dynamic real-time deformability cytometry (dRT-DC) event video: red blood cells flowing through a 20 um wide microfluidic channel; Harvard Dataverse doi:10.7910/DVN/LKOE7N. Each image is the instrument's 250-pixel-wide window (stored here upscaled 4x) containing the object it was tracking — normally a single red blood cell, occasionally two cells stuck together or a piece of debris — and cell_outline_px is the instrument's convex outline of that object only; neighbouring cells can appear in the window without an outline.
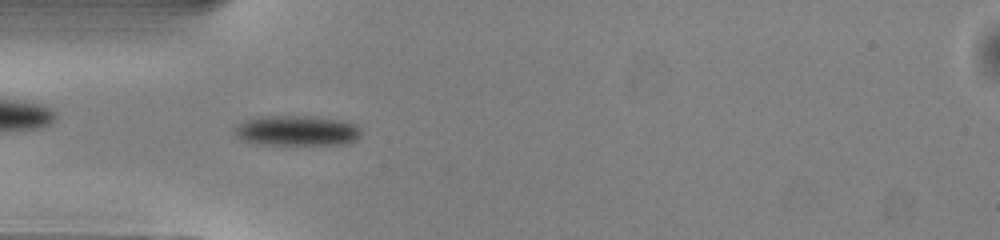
{"species": "common noctule bat (a hibernating species)", "species_latin": "Nyctalus noctula", "temperature_condition": "warm", "stored_images_in_passage": 50, "camera_frame_rate_fps": 3000, "um_per_image_px": 0.085, "animal": {"sex": "male", "body_mass_g": 13.0, "forearm_length_mm": 53.1}, "frame": {"image": 1, "passage_image": 14, "time_ms": 4.333, "image_size_px": [1000, 240], "cell_outline_px": [[360, 136], [356, 140], [348, 144], [252, 144], [236, 136], [232, 128], [236, 124], [244, 120], [256, 116], [308, 116], [344, 120], [356, 124], [360, 128]], "centroid_in_image_um": [25.2, 11.1], "position_along_channel_um": 59.8, "area_um2": 22.66}}
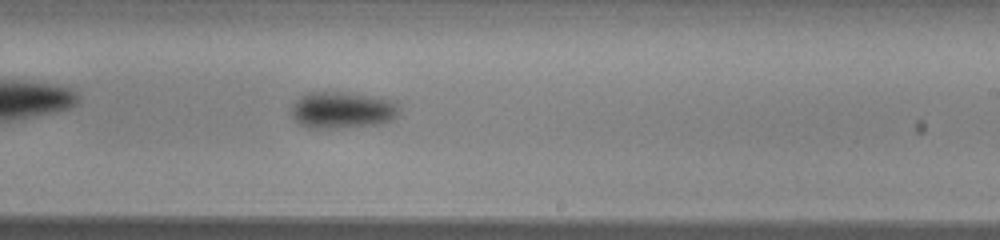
{"frame": {"image": 2, "passage_image": 29, "time_ms": 9.333, "image_size_px": [1000, 240], "cell_outline_px": [[400, 112], [392, 120], [380, 124], [336, 128], [308, 128], [300, 124], [292, 116], [292, 108], [296, 100], [300, 96], [308, 92], [352, 92], [392, 100], [400, 108]], "centroid_in_image_um": [29.11, 9.35], "position_along_channel_um": 259.9, "area_um2": 23.18}}
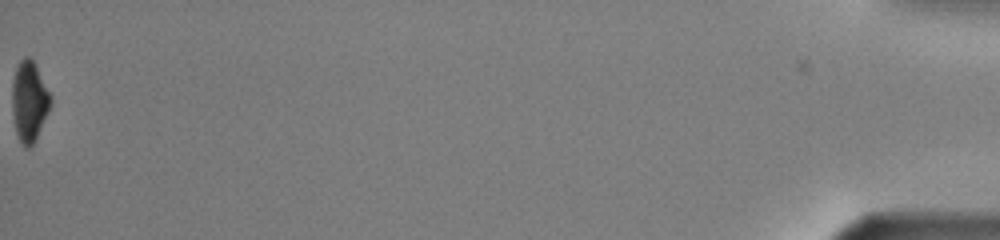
{"frame": {"image": 3, "passage_image": 50, "time_ms": 16.333, "image_size_px": [1000, 240], "cell_outline_px": [[52, 104], [36, 140], [28, 148], [24, 148], [16, 132], [12, 112], [12, 80], [16, 68], [20, 60], [24, 56], [28, 56], [36, 64], [52, 96]], "centroid_in_image_um": [2.5, 8.6], "position_along_channel_um": 432.7, "area_um2": 18.32}, "authors_computed_cell_mechanics": {"area_um2": 20.4034, "velocity_mm_per_s": 4.0558, "shape_relaxation_time_tau1_ms": 2.4893, "shape_relaxation_time_tau2_ms": null, "deformation_change_tau1": 0.1198, "deformation_change_tau2": null}}